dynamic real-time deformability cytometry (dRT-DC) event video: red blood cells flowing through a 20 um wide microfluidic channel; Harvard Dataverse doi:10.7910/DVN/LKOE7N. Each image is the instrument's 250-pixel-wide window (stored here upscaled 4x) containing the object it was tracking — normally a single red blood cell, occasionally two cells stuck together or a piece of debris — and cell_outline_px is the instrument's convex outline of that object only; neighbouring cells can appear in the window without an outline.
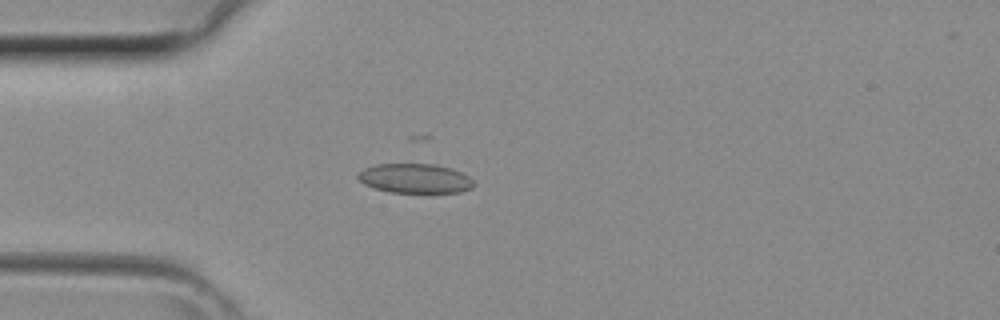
{"species": "common noctule bat (a hibernating species)", "species_latin": "Nyctalus noctula", "temperature_condition": "room temperature", "stored_images_in_passage": 39, "camera_frame_rate_fps": 3000, "um_per_image_px": 0.085, "animal": {"sex": "female", "body_mass_g": 29.2, "forearm_length_mm": 56.3}, "frame": {"image": 1, "passage_image": 8, "time_ms": 2.333, "image_size_px": [1000, 320], "cell_outline_px": [[476, 184], [472, 188], [460, 192], [392, 192], [376, 188], [364, 184], [356, 176], [364, 168], [376, 164], [436, 164], [452, 168], [468, 176]], "centroid_in_image_um": [35.3, 15.16], "position_along_channel_um": 49.7, "area_um2": 19.77}}
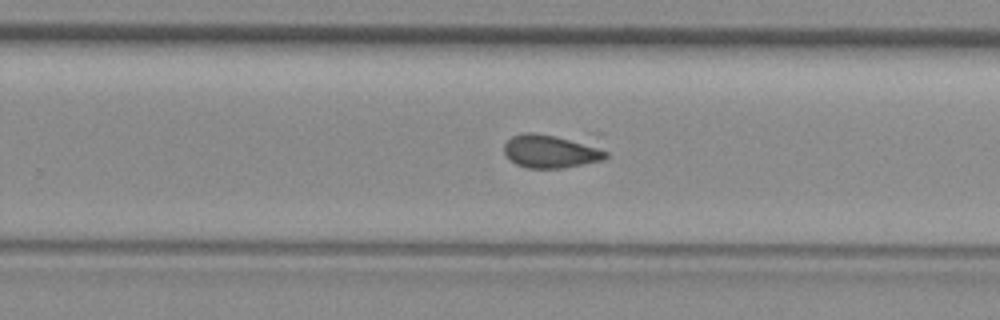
{"frame": {"image": 2, "passage_image": 23, "time_ms": 7.333, "image_size_px": [1000, 320], "cell_outline_px": [[608, 156], [604, 160], [560, 168], [528, 168], [516, 164], [504, 152], [504, 144], [512, 136], [524, 132], [532, 132], [556, 136], [592, 144], [608, 152]], "centroid_in_image_um": [46.81, 12.86], "position_along_channel_um": 283.0, "area_um2": 19.54}}
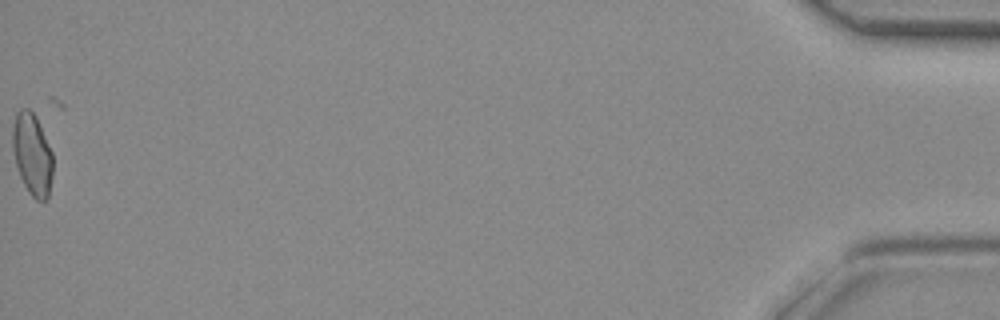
{"frame": {"image": 3, "passage_image": 39, "time_ms": 12.667, "image_size_px": [1000, 320], "cell_outline_px": [[52, 176], [48, 196], [44, 200], [36, 200], [28, 192], [20, 176], [16, 164], [12, 148], [12, 128], [16, 112], [20, 108], [28, 108], [36, 116], [52, 152]], "centroid_in_image_um": [2.72, 13.09], "position_along_channel_um": 432.5, "area_um2": 19.19}}